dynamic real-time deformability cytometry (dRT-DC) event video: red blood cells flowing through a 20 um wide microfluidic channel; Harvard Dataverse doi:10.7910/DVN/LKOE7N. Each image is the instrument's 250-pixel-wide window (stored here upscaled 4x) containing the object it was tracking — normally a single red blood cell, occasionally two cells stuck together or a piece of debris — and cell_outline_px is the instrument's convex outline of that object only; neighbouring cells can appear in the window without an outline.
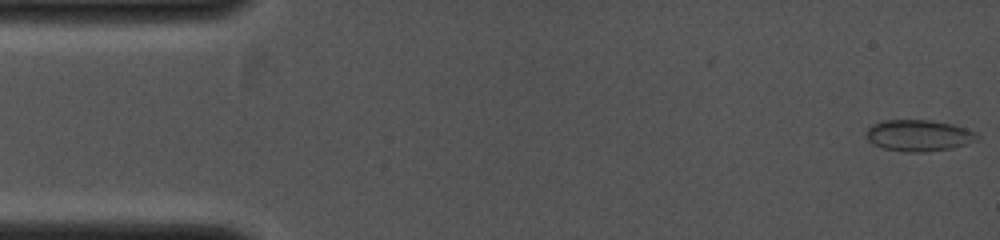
{"species": "common noctule bat (a hibernating species)", "species_latin": "Nyctalus noctula", "temperature_condition": "cold", "stored_images_in_passage": 42, "camera_frame_rate_fps": 4000, "um_per_image_px": 0.085, "animal": {"sex": "female", "body_mass_g": 19.0, "forearm_length_mm": 53.3}, "frame": {"image": 1, "passage_image": 1, "time_ms": 0.0, "image_size_px": [1000, 240], "cell_outline_px": [[980, 136], [976, 140], [952, 148], [924, 152], [908, 152], [884, 148], [872, 144], [864, 136], [864, 132], [872, 124], [884, 120], [928, 120], [952, 124], [976, 132]], "centroid_in_image_um": [78.04, 11.51], "position_along_channel_um": 7.0, "area_um2": 20.29}}
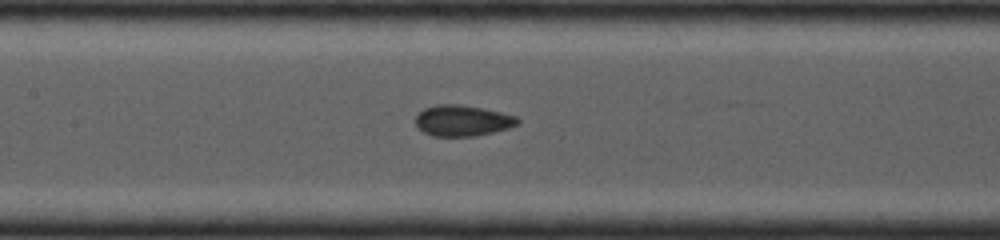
{"frame": {"image": 2, "passage_image": 20, "time_ms": 4.75, "image_size_px": [1000, 240], "cell_outline_px": [[520, 124], [508, 128], [476, 136], [432, 136], [424, 132], [416, 124], [416, 116], [424, 108], [436, 104], [460, 104], [484, 108], [516, 116], [520, 120]], "centroid_in_image_um": [39.33, 10.24], "position_along_channel_um": 168.1, "area_um2": 18.44}}
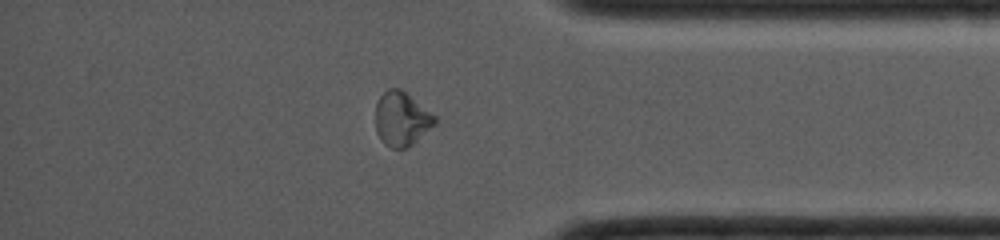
{"frame": {"image": 3, "passage_image": 36, "time_ms": 8.75, "image_size_px": [1000, 240], "cell_outline_px": [[436, 124], [408, 148], [392, 148], [384, 144], [376, 132], [376, 104], [380, 96], [388, 88], [400, 88], [436, 116]], "centroid_in_image_um": [34.13, 10.12], "position_along_channel_um": 401.1, "area_um2": 18.67}}